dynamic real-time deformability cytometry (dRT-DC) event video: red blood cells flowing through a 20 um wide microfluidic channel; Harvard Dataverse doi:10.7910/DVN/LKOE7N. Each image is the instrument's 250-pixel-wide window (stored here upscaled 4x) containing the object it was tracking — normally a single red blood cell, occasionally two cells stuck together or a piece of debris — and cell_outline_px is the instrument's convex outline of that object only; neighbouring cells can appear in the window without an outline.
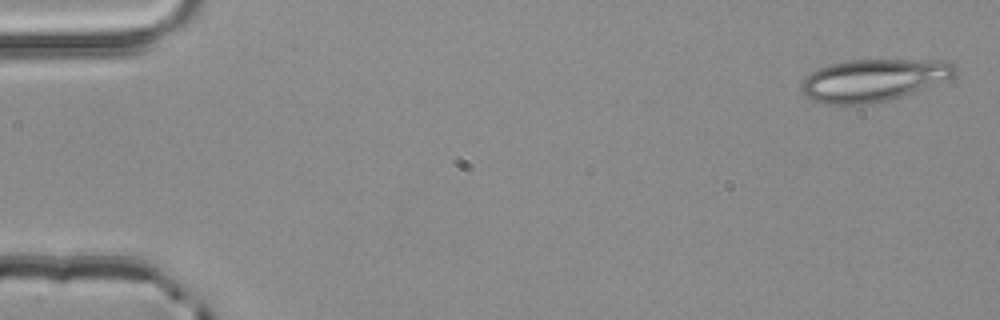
{"species": "common noctule bat (a hibernating species)", "species_latin": "Nyctalus noctula", "temperature_condition": "room temperature", "stored_images_in_passage": 3, "camera_frame_rate_fps": 3000, "um_per_image_px": 0.085, "animal": {"sex": "male", "body_mass_g": 20.4}, "frame": {"image": 1, "passage_image": 1, "time_ms": 0.0, "image_size_px": [1000, 320], "cell_outline_px": [[956, 72], [952, 76], [912, 92], [900, 96], [884, 100], [860, 104], [824, 104], [812, 100], [804, 96], [804, 80], [812, 72], [828, 64], [848, 60], [936, 60], [956, 64]], "centroid_in_image_um": [74.21, 6.79], "position_along_channel_um": 10.8, "area_um2": 36.82}}